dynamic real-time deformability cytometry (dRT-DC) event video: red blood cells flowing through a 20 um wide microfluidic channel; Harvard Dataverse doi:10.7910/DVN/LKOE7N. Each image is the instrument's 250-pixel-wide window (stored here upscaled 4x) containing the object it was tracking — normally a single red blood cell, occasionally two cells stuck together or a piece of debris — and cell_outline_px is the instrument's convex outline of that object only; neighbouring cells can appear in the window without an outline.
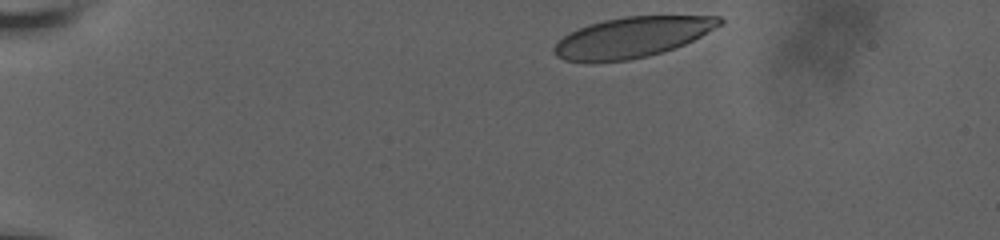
{"species": "human", "species_latin": "Homo sapiens", "temperature_condition": "room temperature", "stored_images_in_passage": 40, "camera_frame_rate_fps": 3000, "um_per_image_px": 0.085, "donor": {"sex": "male"}, "frame": {"image": 1, "passage_image": 1, "time_ms": 0.0, "image_size_px": [1000, 240], "cell_outline_px": [[724, 24], [684, 44], [648, 56], [628, 60], [592, 64], [564, 60], [556, 56], [552, 52], [552, 48], [568, 32], [588, 24], [604, 20], [624, 16], [720, 16], [724, 20]], "centroid_in_image_um": [53.67, 3.18], "position_along_channel_um": 31.3, "area_um2": 39.36}}
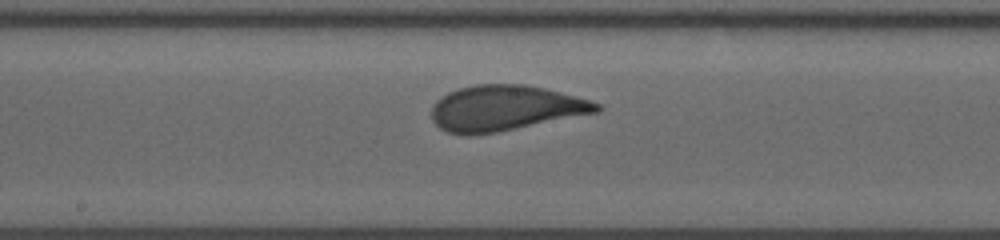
{"frame": {"image": 2, "passage_image": 23, "time_ms": 7.333, "image_size_px": [1000, 240], "cell_outline_px": [[600, 112], [496, 132], [468, 136], [464, 136], [448, 132], [440, 128], [432, 120], [432, 104], [440, 96], [448, 92], [460, 88], [476, 84], [524, 84], [544, 88], [560, 92], [588, 100], [600, 104]], "centroid_in_image_um": [42.89, 9.19], "position_along_channel_um": 205.3, "area_um2": 43.7}}
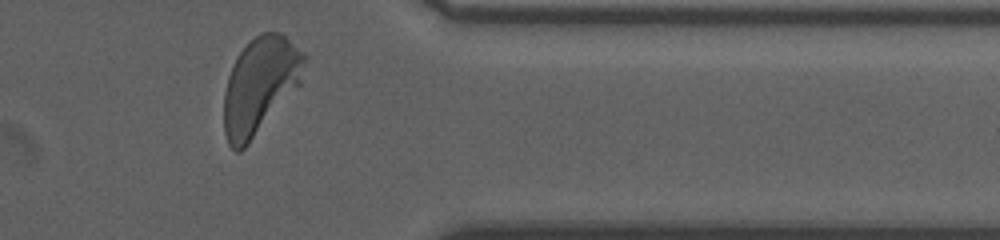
{"frame": {"image": 3, "passage_image": 39, "time_ms": 12.667, "image_size_px": [1000, 240], "cell_outline_px": [[308, 56], [300, 84], [248, 144], [240, 152], [236, 152], [228, 144], [224, 132], [224, 92], [228, 76], [236, 56], [260, 32], [280, 32], [304, 52]], "centroid_in_image_um": [22.1, 7.26], "position_along_channel_um": 389.3, "area_um2": 45.03}, "authors_computed_cell_mechanics": {"area_um2": 43.2055, "velocity_mm_per_s": 3.6232, "shape_relaxation_time_tau1_ms": 6.2669, "shape_relaxation_time_tau2_ms": null, "deformation_change_tau1": 0.2079, "deformation_change_tau2": null}}